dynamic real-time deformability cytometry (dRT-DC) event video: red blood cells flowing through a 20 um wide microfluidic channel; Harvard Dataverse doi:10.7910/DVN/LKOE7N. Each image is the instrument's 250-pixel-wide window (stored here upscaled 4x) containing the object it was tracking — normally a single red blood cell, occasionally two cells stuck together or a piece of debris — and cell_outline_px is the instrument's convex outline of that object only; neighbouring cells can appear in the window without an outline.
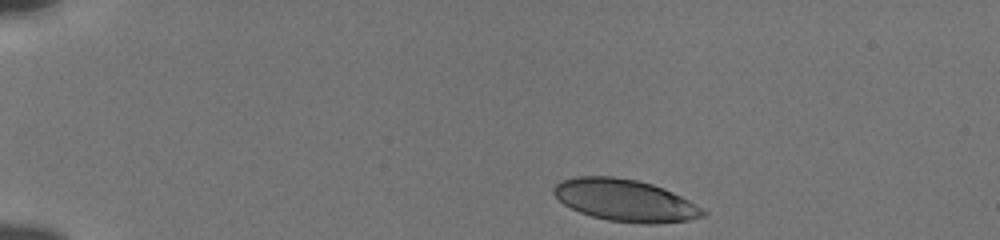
{"species": "human", "species_latin": "Homo sapiens", "temperature_condition": "cold", "stored_images_in_passage": 41, "camera_frame_rate_fps": 3000, "um_per_image_px": 0.085, "donor": {"sex": "male"}, "frame": {"image": 1, "passage_image": 1, "time_ms": 0.0, "image_size_px": [1000, 240], "cell_outline_px": [[708, 212], [704, 216], [688, 220], [656, 224], [644, 224], [608, 220], [592, 216], [580, 212], [564, 204], [552, 192], [552, 188], [560, 180], [576, 176], [612, 176], [636, 180], [652, 184], [664, 188], [688, 200]], "centroid_in_image_um": [53.12, 17.02], "position_along_channel_um": 31.9, "area_um2": 36.41}}
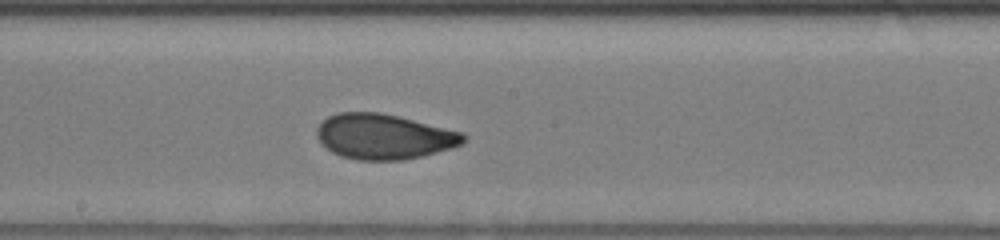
{"frame": {"image": 2, "passage_image": 22, "time_ms": 7.0, "image_size_px": [1000, 240], "cell_outline_px": [[468, 136], [460, 144], [452, 148], [404, 160], [360, 160], [340, 156], [332, 152], [316, 136], [316, 128], [328, 116], [340, 112], [380, 112], [464, 132]], "centroid_in_image_um": [32.64, 11.6], "position_along_channel_um": 215.6, "area_um2": 38.44}}
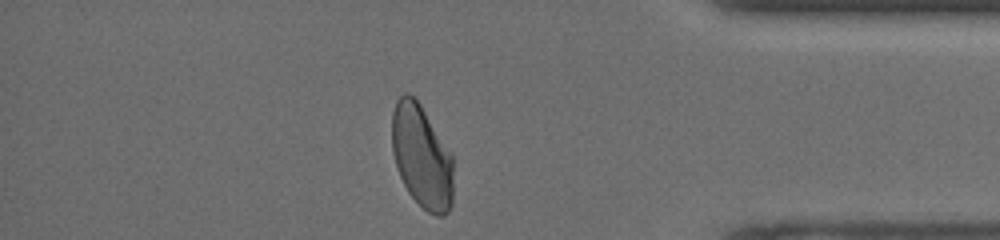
{"frame": {"image": 3, "passage_image": 38, "time_ms": 12.333, "image_size_px": [1000, 240], "cell_outline_px": [[452, 204], [448, 212], [444, 216], [436, 216], [428, 212], [408, 192], [400, 176], [392, 152], [392, 112], [396, 100], [404, 92], [408, 92], [420, 104], [452, 152]], "centroid_in_image_um": [35.85, 13.29], "position_along_channel_um": 399.4, "area_um2": 36.99}, "authors_computed_cell_mechanics": {"area_um2": 37.9746, "velocity_mm_per_s": 3.8291, "shape_relaxation_time_tau1_ms": 4.8912, "shape_relaxation_time_tau2_ms": 0.8595, "deformation_change_tau1": 0.156, "deformation_change_tau2": 0.0567}}